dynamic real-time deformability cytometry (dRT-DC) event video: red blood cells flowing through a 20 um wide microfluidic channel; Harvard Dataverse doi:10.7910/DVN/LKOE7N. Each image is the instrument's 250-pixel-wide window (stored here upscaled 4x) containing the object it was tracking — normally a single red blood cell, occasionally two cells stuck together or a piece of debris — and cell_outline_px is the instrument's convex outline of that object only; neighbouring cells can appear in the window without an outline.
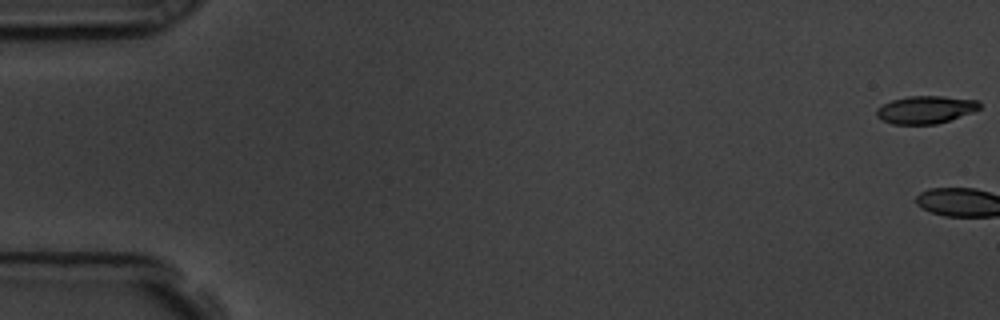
{"species": "common noctule bat (a hibernating species)", "species_latin": "Nyctalus noctula", "temperature_condition": "room temperature", "stored_images_in_passage": 3, "camera_frame_rate_fps": 3000, "um_per_image_px": 0.085, "animal": {"sex": "male", "body_mass_g": 19.5, "forearm_length_mm": 54.6}, "frame": {"image": 1, "passage_image": 1, "time_ms": 0.0, "image_size_px": [1000, 320], "cell_outline_px": [[980, 108], [972, 112], [936, 124], [892, 124], [876, 116], [876, 108], [892, 100], [908, 96], [944, 96], [980, 100]], "centroid_in_image_um": [78.68, 9.31], "position_along_channel_um": 6.3, "area_um2": 16.53}}